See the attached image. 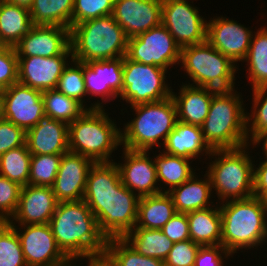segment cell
<instances>
[{
	"mask_svg": "<svg viewBox=\"0 0 267 266\" xmlns=\"http://www.w3.org/2000/svg\"><path fill=\"white\" fill-rule=\"evenodd\" d=\"M124 149V163L117 164L122 184L131 191H137L139 198L164 192L157 185L154 160L148 151Z\"/></svg>",
	"mask_w": 267,
	"mask_h": 266,
	"instance_id": "cell-20",
	"label": "cell"
},
{
	"mask_svg": "<svg viewBox=\"0 0 267 266\" xmlns=\"http://www.w3.org/2000/svg\"><path fill=\"white\" fill-rule=\"evenodd\" d=\"M26 144V132L12 122L0 121V155Z\"/></svg>",
	"mask_w": 267,
	"mask_h": 266,
	"instance_id": "cell-45",
	"label": "cell"
},
{
	"mask_svg": "<svg viewBox=\"0 0 267 266\" xmlns=\"http://www.w3.org/2000/svg\"><path fill=\"white\" fill-rule=\"evenodd\" d=\"M180 55V46L163 24L128 39L126 56L138 63L167 70L171 65L180 64Z\"/></svg>",
	"mask_w": 267,
	"mask_h": 266,
	"instance_id": "cell-11",
	"label": "cell"
},
{
	"mask_svg": "<svg viewBox=\"0 0 267 266\" xmlns=\"http://www.w3.org/2000/svg\"><path fill=\"white\" fill-rule=\"evenodd\" d=\"M70 56L72 60L71 46L63 54L54 57H18V82L41 92L56 89Z\"/></svg>",
	"mask_w": 267,
	"mask_h": 266,
	"instance_id": "cell-15",
	"label": "cell"
},
{
	"mask_svg": "<svg viewBox=\"0 0 267 266\" xmlns=\"http://www.w3.org/2000/svg\"><path fill=\"white\" fill-rule=\"evenodd\" d=\"M211 19L207 23L206 40L235 64L243 61L250 47L252 31L224 17Z\"/></svg>",
	"mask_w": 267,
	"mask_h": 266,
	"instance_id": "cell-18",
	"label": "cell"
},
{
	"mask_svg": "<svg viewBox=\"0 0 267 266\" xmlns=\"http://www.w3.org/2000/svg\"><path fill=\"white\" fill-rule=\"evenodd\" d=\"M260 199L263 203V207L264 209L266 210L267 212V191H265L261 196H260Z\"/></svg>",
	"mask_w": 267,
	"mask_h": 266,
	"instance_id": "cell-52",
	"label": "cell"
},
{
	"mask_svg": "<svg viewBox=\"0 0 267 266\" xmlns=\"http://www.w3.org/2000/svg\"><path fill=\"white\" fill-rule=\"evenodd\" d=\"M176 213L172 198L167 192L141 197L135 227L161 229Z\"/></svg>",
	"mask_w": 267,
	"mask_h": 266,
	"instance_id": "cell-28",
	"label": "cell"
},
{
	"mask_svg": "<svg viewBox=\"0 0 267 266\" xmlns=\"http://www.w3.org/2000/svg\"><path fill=\"white\" fill-rule=\"evenodd\" d=\"M228 258L232 256L222 245L201 246L195 259L194 266H223V256Z\"/></svg>",
	"mask_w": 267,
	"mask_h": 266,
	"instance_id": "cell-47",
	"label": "cell"
},
{
	"mask_svg": "<svg viewBox=\"0 0 267 266\" xmlns=\"http://www.w3.org/2000/svg\"><path fill=\"white\" fill-rule=\"evenodd\" d=\"M217 91L213 88L186 83L180 88L179 96L172 92L171 97L177 109V120L201 127L209 113L212 96Z\"/></svg>",
	"mask_w": 267,
	"mask_h": 266,
	"instance_id": "cell-24",
	"label": "cell"
},
{
	"mask_svg": "<svg viewBox=\"0 0 267 266\" xmlns=\"http://www.w3.org/2000/svg\"><path fill=\"white\" fill-rule=\"evenodd\" d=\"M136 113L134 119L121 130V145L129 150L153 149L154 145H164L168 135L174 129L177 109L172 97L161 101L139 104L130 107ZM163 140L161 144L159 140ZM160 145V146H159Z\"/></svg>",
	"mask_w": 267,
	"mask_h": 266,
	"instance_id": "cell-7",
	"label": "cell"
},
{
	"mask_svg": "<svg viewBox=\"0 0 267 266\" xmlns=\"http://www.w3.org/2000/svg\"><path fill=\"white\" fill-rule=\"evenodd\" d=\"M4 119L3 97H0V121Z\"/></svg>",
	"mask_w": 267,
	"mask_h": 266,
	"instance_id": "cell-53",
	"label": "cell"
},
{
	"mask_svg": "<svg viewBox=\"0 0 267 266\" xmlns=\"http://www.w3.org/2000/svg\"><path fill=\"white\" fill-rule=\"evenodd\" d=\"M0 266H27L16 230L0 222Z\"/></svg>",
	"mask_w": 267,
	"mask_h": 266,
	"instance_id": "cell-39",
	"label": "cell"
},
{
	"mask_svg": "<svg viewBox=\"0 0 267 266\" xmlns=\"http://www.w3.org/2000/svg\"><path fill=\"white\" fill-rule=\"evenodd\" d=\"M4 88L0 85V97H3Z\"/></svg>",
	"mask_w": 267,
	"mask_h": 266,
	"instance_id": "cell-56",
	"label": "cell"
},
{
	"mask_svg": "<svg viewBox=\"0 0 267 266\" xmlns=\"http://www.w3.org/2000/svg\"><path fill=\"white\" fill-rule=\"evenodd\" d=\"M261 141H263V143L261 142ZM260 143H262L263 145H262V150H264V152L263 153H265V157H267V131L264 133V134H262L257 140H256V142L253 144V145H255V147H256V145H258V144H260Z\"/></svg>",
	"mask_w": 267,
	"mask_h": 266,
	"instance_id": "cell-51",
	"label": "cell"
},
{
	"mask_svg": "<svg viewBox=\"0 0 267 266\" xmlns=\"http://www.w3.org/2000/svg\"><path fill=\"white\" fill-rule=\"evenodd\" d=\"M12 221L8 223L19 236L27 266H60L70 260L57 245L49 223L20 225L24 230L19 232Z\"/></svg>",
	"mask_w": 267,
	"mask_h": 266,
	"instance_id": "cell-13",
	"label": "cell"
},
{
	"mask_svg": "<svg viewBox=\"0 0 267 266\" xmlns=\"http://www.w3.org/2000/svg\"><path fill=\"white\" fill-rule=\"evenodd\" d=\"M114 0H74L73 25L112 15Z\"/></svg>",
	"mask_w": 267,
	"mask_h": 266,
	"instance_id": "cell-41",
	"label": "cell"
},
{
	"mask_svg": "<svg viewBox=\"0 0 267 266\" xmlns=\"http://www.w3.org/2000/svg\"><path fill=\"white\" fill-rule=\"evenodd\" d=\"M62 155H32L29 184L52 186L59 170Z\"/></svg>",
	"mask_w": 267,
	"mask_h": 266,
	"instance_id": "cell-40",
	"label": "cell"
},
{
	"mask_svg": "<svg viewBox=\"0 0 267 266\" xmlns=\"http://www.w3.org/2000/svg\"><path fill=\"white\" fill-rule=\"evenodd\" d=\"M163 147L164 152L167 154L184 157L189 160L198 157L204 151L205 155H210L213 151L204 140L201 127L180 121L176 122Z\"/></svg>",
	"mask_w": 267,
	"mask_h": 266,
	"instance_id": "cell-25",
	"label": "cell"
},
{
	"mask_svg": "<svg viewBox=\"0 0 267 266\" xmlns=\"http://www.w3.org/2000/svg\"><path fill=\"white\" fill-rule=\"evenodd\" d=\"M71 62H74L75 66L71 65L70 67L69 64L66 66L60 78L58 79L56 89L69 98L78 101L86 110L103 108V105H101L103 102H96L94 105L91 104L89 108L85 107L83 104V97L86 96L87 93L83 76V62L73 59Z\"/></svg>",
	"mask_w": 267,
	"mask_h": 266,
	"instance_id": "cell-37",
	"label": "cell"
},
{
	"mask_svg": "<svg viewBox=\"0 0 267 266\" xmlns=\"http://www.w3.org/2000/svg\"><path fill=\"white\" fill-rule=\"evenodd\" d=\"M235 90H218L201 126L204 140L212 150L237 149L249 144L246 113L241 95Z\"/></svg>",
	"mask_w": 267,
	"mask_h": 266,
	"instance_id": "cell-4",
	"label": "cell"
},
{
	"mask_svg": "<svg viewBox=\"0 0 267 266\" xmlns=\"http://www.w3.org/2000/svg\"><path fill=\"white\" fill-rule=\"evenodd\" d=\"M123 239L141 255L162 261L166 260L174 244L161 229L134 227Z\"/></svg>",
	"mask_w": 267,
	"mask_h": 266,
	"instance_id": "cell-30",
	"label": "cell"
},
{
	"mask_svg": "<svg viewBox=\"0 0 267 266\" xmlns=\"http://www.w3.org/2000/svg\"><path fill=\"white\" fill-rule=\"evenodd\" d=\"M112 16L126 36L132 38L162 24V2L114 0Z\"/></svg>",
	"mask_w": 267,
	"mask_h": 266,
	"instance_id": "cell-16",
	"label": "cell"
},
{
	"mask_svg": "<svg viewBox=\"0 0 267 266\" xmlns=\"http://www.w3.org/2000/svg\"><path fill=\"white\" fill-rule=\"evenodd\" d=\"M9 4L25 7L30 9L33 3V0H3Z\"/></svg>",
	"mask_w": 267,
	"mask_h": 266,
	"instance_id": "cell-50",
	"label": "cell"
},
{
	"mask_svg": "<svg viewBox=\"0 0 267 266\" xmlns=\"http://www.w3.org/2000/svg\"><path fill=\"white\" fill-rule=\"evenodd\" d=\"M74 0H33L29 9L33 25L73 26Z\"/></svg>",
	"mask_w": 267,
	"mask_h": 266,
	"instance_id": "cell-31",
	"label": "cell"
},
{
	"mask_svg": "<svg viewBox=\"0 0 267 266\" xmlns=\"http://www.w3.org/2000/svg\"><path fill=\"white\" fill-rule=\"evenodd\" d=\"M252 91L254 103L251 114L246 113V134L247 141L250 138L253 145L267 131V85L257 87Z\"/></svg>",
	"mask_w": 267,
	"mask_h": 266,
	"instance_id": "cell-38",
	"label": "cell"
},
{
	"mask_svg": "<svg viewBox=\"0 0 267 266\" xmlns=\"http://www.w3.org/2000/svg\"><path fill=\"white\" fill-rule=\"evenodd\" d=\"M162 233L172 242L190 239L187 214L177 212L162 228Z\"/></svg>",
	"mask_w": 267,
	"mask_h": 266,
	"instance_id": "cell-46",
	"label": "cell"
},
{
	"mask_svg": "<svg viewBox=\"0 0 267 266\" xmlns=\"http://www.w3.org/2000/svg\"><path fill=\"white\" fill-rule=\"evenodd\" d=\"M204 176L207 178L197 179L194 174L189 180L167 192L177 212L187 214L211 207V180L207 173Z\"/></svg>",
	"mask_w": 267,
	"mask_h": 266,
	"instance_id": "cell-26",
	"label": "cell"
},
{
	"mask_svg": "<svg viewBox=\"0 0 267 266\" xmlns=\"http://www.w3.org/2000/svg\"><path fill=\"white\" fill-rule=\"evenodd\" d=\"M121 145V129L117 128L104 108L86 110L69 124L68 149L94 163L111 162L110 157Z\"/></svg>",
	"mask_w": 267,
	"mask_h": 266,
	"instance_id": "cell-6",
	"label": "cell"
},
{
	"mask_svg": "<svg viewBox=\"0 0 267 266\" xmlns=\"http://www.w3.org/2000/svg\"><path fill=\"white\" fill-rule=\"evenodd\" d=\"M42 93L20 82L4 89V119L30 130L45 117Z\"/></svg>",
	"mask_w": 267,
	"mask_h": 266,
	"instance_id": "cell-14",
	"label": "cell"
},
{
	"mask_svg": "<svg viewBox=\"0 0 267 266\" xmlns=\"http://www.w3.org/2000/svg\"><path fill=\"white\" fill-rule=\"evenodd\" d=\"M243 61H247L248 79L252 89L267 85V27L252 35L248 53Z\"/></svg>",
	"mask_w": 267,
	"mask_h": 266,
	"instance_id": "cell-33",
	"label": "cell"
},
{
	"mask_svg": "<svg viewBox=\"0 0 267 266\" xmlns=\"http://www.w3.org/2000/svg\"><path fill=\"white\" fill-rule=\"evenodd\" d=\"M265 191H267V157L258 168H253V195L260 197Z\"/></svg>",
	"mask_w": 267,
	"mask_h": 266,
	"instance_id": "cell-48",
	"label": "cell"
},
{
	"mask_svg": "<svg viewBox=\"0 0 267 266\" xmlns=\"http://www.w3.org/2000/svg\"><path fill=\"white\" fill-rule=\"evenodd\" d=\"M200 247L191 239L174 243L164 261L165 266H194Z\"/></svg>",
	"mask_w": 267,
	"mask_h": 266,
	"instance_id": "cell-43",
	"label": "cell"
},
{
	"mask_svg": "<svg viewBox=\"0 0 267 266\" xmlns=\"http://www.w3.org/2000/svg\"><path fill=\"white\" fill-rule=\"evenodd\" d=\"M161 153V154H160ZM156 156L154 163L157 172V181L169 186V190L189 180L195 172L191 168L189 159L167 154L163 151Z\"/></svg>",
	"mask_w": 267,
	"mask_h": 266,
	"instance_id": "cell-32",
	"label": "cell"
},
{
	"mask_svg": "<svg viewBox=\"0 0 267 266\" xmlns=\"http://www.w3.org/2000/svg\"><path fill=\"white\" fill-rule=\"evenodd\" d=\"M70 44V29L58 25H33L14 46L17 57H54L63 54Z\"/></svg>",
	"mask_w": 267,
	"mask_h": 266,
	"instance_id": "cell-19",
	"label": "cell"
},
{
	"mask_svg": "<svg viewBox=\"0 0 267 266\" xmlns=\"http://www.w3.org/2000/svg\"><path fill=\"white\" fill-rule=\"evenodd\" d=\"M187 0L162 2V24L180 48L206 41L207 20Z\"/></svg>",
	"mask_w": 267,
	"mask_h": 266,
	"instance_id": "cell-12",
	"label": "cell"
},
{
	"mask_svg": "<svg viewBox=\"0 0 267 266\" xmlns=\"http://www.w3.org/2000/svg\"><path fill=\"white\" fill-rule=\"evenodd\" d=\"M94 162L78 153L62 154L52 190L58 202L83 200L87 175Z\"/></svg>",
	"mask_w": 267,
	"mask_h": 266,
	"instance_id": "cell-17",
	"label": "cell"
},
{
	"mask_svg": "<svg viewBox=\"0 0 267 266\" xmlns=\"http://www.w3.org/2000/svg\"><path fill=\"white\" fill-rule=\"evenodd\" d=\"M139 197L122 184L116 162L94 163L83 200L107 239L123 238L136 225Z\"/></svg>",
	"mask_w": 267,
	"mask_h": 266,
	"instance_id": "cell-1",
	"label": "cell"
},
{
	"mask_svg": "<svg viewBox=\"0 0 267 266\" xmlns=\"http://www.w3.org/2000/svg\"><path fill=\"white\" fill-rule=\"evenodd\" d=\"M87 262V266H115L105 254L90 257Z\"/></svg>",
	"mask_w": 267,
	"mask_h": 266,
	"instance_id": "cell-49",
	"label": "cell"
},
{
	"mask_svg": "<svg viewBox=\"0 0 267 266\" xmlns=\"http://www.w3.org/2000/svg\"><path fill=\"white\" fill-rule=\"evenodd\" d=\"M7 45L3 42V39L1 37V34H0V49L6 47Z\"/></svg>",
	"mask_w": 267,
	"mask_h": 266,
	"instance_id": "cell-54",
	"label": "cell"
},
{
	"mask_svg": "<svg viewBox=\"0 0 267 266\" xmlns=\"http://www.w3.org/2000/svg\"><path fill=\"white\" fill-rule=\"evenodd\" d=\"M123 63L124 57L83 63L88 96L99 95L104 102L117 98L123 91Z\"/></svg>",
	"mask_w": 267,
	"mask_h": 266,
	"instance_id": "cell-21",
	"label": "cell"
},
{
	"mask_svg": "<svg viewBox=\"0 0 267 266\" xmlns=\"http://www.w3.org/2000/svg\"><path fill=\"white\" fill-rule=\"evenodd\" d=\"M225 203V204H224ZM221 203V245L231 254L251 249L267 239V212L260 197ZM264 241V242H263Z\"/></svg>",
	"mask_w": 267,
	"mask_h": 266,
	"instance_id": "cell-3",
	"label": "cell"
},
{
	"mask_svg": "<svg viewBox=\"0 0 267 266\" xmlns=\"http://www.w3.org/2000/svg\"><path fill=\"white\" fill-rule=\"evenodd\" d=\"M128 39L112 15L83 21L70 29L72 59L87 63L124 57Z\"/></svg>",
	"mask_w": 267,
	"mask_h": 266,
	"instance_id": "cell-5",
	"label": "cell"
},
{
	"mask_svg": "<svg viewBox=\"0 0 267 266\" xmlns=\"http://www.w3.org/2000/svg\"><path fill=\"white\" fill-rule=\"evenodd\" d=\"M45 117L63 121L67 124L79 118L86 109L75 99L69 98L57 89L42 93Z\"/></svg>",
	"mask_w": 267,
	"mask_h": 266,
	"instance_id": "cell-34",
	"label": "cell"
},
{
	"mask_svg": "<svg viewBox=\"0 0 267 266\" xmlns=\"http://www.w3.org/2000/svg\"><path fill=\"white\" fill-rule=\"evenodd\" d=\"M69 124L44 117L26 132V144L31 155H62L68 149Z\"/></svg>",
	"mask_w": 267,
	"mask_h": 266,
	"instance_id": "cell-23",
	"label": "cell"
},
{
	"mask_svg": "<svg viewBox=\"0 0 267 266\" xmlns=\"http://www.w3.org/2000/svg\"><path fill=\"white\" fill-rule=\"evenodd\" d=\"M18 57L14 47L0 49V85L6 89L18 82Z\"/></svg>",
	"mask_w": 267,
	"mask_h": 266,
	"instance_id": "cell-44",
	"label": "cell"
},
{
	"mask_svg": "<svg viewBox=\"0 0 267 266\" xmlns=\"http://www.w3.org/2000/svg\"><path fill=\"white\" fill-rule=\"evenodd\" d=\"M72 263V265H71ZM76 264L73 265V260H69L67 263L60 265V266H75Z\"/></svg>",
	"mask_w": 267,
	"mask_h": 266,
	"instance_id": "cell-55",
	"label": "cell"
},
{
	"mask_svg": "<svg viewBox=\"0 0 267 266\" xmlns=\"http://www.w3.org/2000/svg\"><path fill=\"white\" fill-rule=\"evenodd\" d=\"M31 157L27 144L5 152L0 155V175L22 187L28 185Z\"/></svg>",
	"mask_w": 267,
	"mask_h": 266,
	"instance_id": "cell-35",
	"label": "cell"
},
{
	"mask_svg": "<svg viewBox=\"0 0 267 266\" xmlns=\"http://www.w3.org/2000/svg\"><path fill=\"white\" fill-rule=\"evenodd\" d=\"M168 71L154 65L130 60L126 55L123 63V91L118 97L132 106L161 101L171 97L172 90L166 82Z\"/></svg>",
	"mask_w": 267,
	"mask_h": 266,
	"instance_id": "cell-10",
	"label": "cell"
},
{
	"mask_svg": "<svg viewBox=\"0 0 267 266\" xmlns=\"http://www.w3.org/2000/svg\"><path fill=\"white\" fill-rule=\"evenodd\" d=\"M57 205L52 187L28 184L21 188L17 210L10 220L13 218L19 225L47 224Z\"/></svg>",
	"mask_w": 267,
	"mask_h": 266,
	"instance_id": "cell-22",
	"label": "cell"
},
{
	"mask_svg": "<svg viewBox=\"0 0 267 266\" xmlns=\"http://www.w3.org/2000/svg\"><path fill=\"white\" fill-rule=\"evenodd\" d=\"M190 239L201 246L221 245L222 218L219 207L187 213Z\"/></svg>",
	"mask_w": 267,
	"mask_h": 266,
	"instance_id": "cell-27",
	"label": "cell"
},
{
	"mask_svg": "<svg viewBox=\"0 0 267 266\" xmlns=\"http://www.w3.org/2000/svg\"><path fill=\"white\" fill-rule=\"evenodd\" d=\"M32 26L29 9L0 0V34L7 46L14 47Z\"/></svg>",
	"mask_w": 267,
	"mask_h": 266,
	"instance_id": "cell-29",
	"label": "cell"
},
{
	"mask_svg": "<svg viewBox=\"0 0 267 266\" xmlns=\"http://www.w3.org/2000/svg\"><path fill=\"white\" fill-rule=\"evenodd\" d=\"M22 186L0 175V222H8L17 210Z\"/></svg>",
	"mask_w": 267,
	"mask_h": 266,
	"instance_id": "cell-42",
	"label": "cell"
},
{
	"mask_svg": "<svg viewBox=\"0 0 267 266\" xmlns=\"http://www.w3.org/2000/svg\"><path fill=\"white\" fill-rule=\"evenodd\" d=\"M104 254L115 266H165L160 259L141 255L123 238L108 239Z\"/></svg>",
	"mask_w": 267,
	"mask_h": 266,
	"instance_id": "cell-36",
	"label": "cell"
},
{
	"mask_svg": "<svg viewBox=\"0 0 267 266\" xmlns=\"http://www.w3.org/2000/svg\"><path fill=\"white\" fill-rule=\"evenodd\" d=\"M248 145L237 149L213 150L210 156L215 161L209 163L207 174L211 186L216 191L218 199L224 203L227 200H242L253 195V168Z\"/></svg>",
	"mask_w": 267,
	"mask_h": 266,
	"instance_id": "cell-8",
	"label": "cell"
},
{
	"mask_svg": "<svg viewBox=\"0 0 267 266\" xmlns=\"http://www.w3.org/2000/svg\"><path fill=\"white\" fill-rule=\"evenodd\" d=\"M180 63L192 79L193 86L215 90L234 89V62L214 48L207 40L181 48ZM196 84V85H194Z\"/></svg>",
	"mask_w": 267,
	"mask_h": 266,
	"instance_id": "cell-9",
	"label": "cell"
},
{
	"mask_svg": "<svg viewBox=\"0 0 267 266\" xmlns=\"http://www.w3.org/2000/svg\"><path fill=\"white\" fill-rule=\"evenodd\" d=\"M49 225L57 245L70 260L104 254L108 239L84 200L58 202Z\"/></svg>",
	"mask_w": 267,
	"mask_h": 266,
	"instance_id": "cell-2",
	"label": "cell"
}]
</instances>
